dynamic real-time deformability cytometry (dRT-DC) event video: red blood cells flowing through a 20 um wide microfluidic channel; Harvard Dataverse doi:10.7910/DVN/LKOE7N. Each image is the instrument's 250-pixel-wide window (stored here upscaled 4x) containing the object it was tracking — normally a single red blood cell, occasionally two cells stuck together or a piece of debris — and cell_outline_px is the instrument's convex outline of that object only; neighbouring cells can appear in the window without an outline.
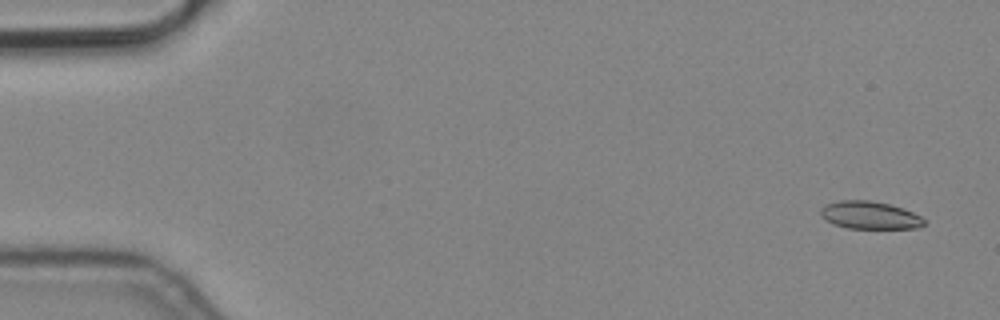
{"species": "common noctule bat (a hibernating species)", "species_latin": "Nyctalus noctula", "temperature_condition": "cold", "stored_images_in_passage": 3, "camera_frame_rate_fps": 3000, "um_per_image_px": 0.085, "animal": {"sex": "male", "body_mass_g": 19.2, "forearm_length_mm": 51.8}, "frame": {"image": 1, "passage_image": 1, "time_ms": 0.0, "image_size_px": [1000, 320], "cell_outline_px": [[924, 224], [920, 228], [848, 228], [832, 224], [824, 220], [820, 216], [820, 208], [824, 204], [840, 200], [868, 200], [888, 204], [904, 208], [920, 216], [924, 220]], "centroid_in_image_um": [73.87, 18.29], "position_along_channel_um": 11.1, "area_um2": 16.82}}